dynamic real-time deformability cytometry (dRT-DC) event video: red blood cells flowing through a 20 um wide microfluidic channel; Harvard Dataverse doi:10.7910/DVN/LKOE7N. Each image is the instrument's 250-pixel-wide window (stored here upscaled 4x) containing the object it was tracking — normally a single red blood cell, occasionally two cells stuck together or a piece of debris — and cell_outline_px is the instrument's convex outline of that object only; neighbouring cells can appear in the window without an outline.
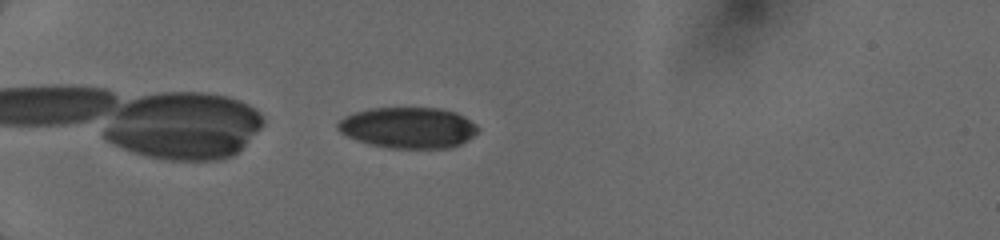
{"species": "human", "species_latin": "Homo sapiens", "temperature_condition": "cold", "stored_images_in_passage": 21, "camera_frame_rate_fps": 3000, "um_per_image_px": 0.085, "donor": {"sex": "female"}, "frame": {"image": 1, "passage_image": 1, "time_ms": 0.0, "image_size_px": [1000, 240], "cell_outline_px": [[480, 128], [468, 140], [452, 148], [388, 148], [356, 140], [340, 132], [336, 128], [336, 124], [344, 116], [352, 112], [368, 108], [440, 108], [456, 112], [464, 116], [476, 124]], "centroid_in_image_um": [34.69, 10.84], "position_along_channel_um": 50.3, "area_um2": 33.7}}
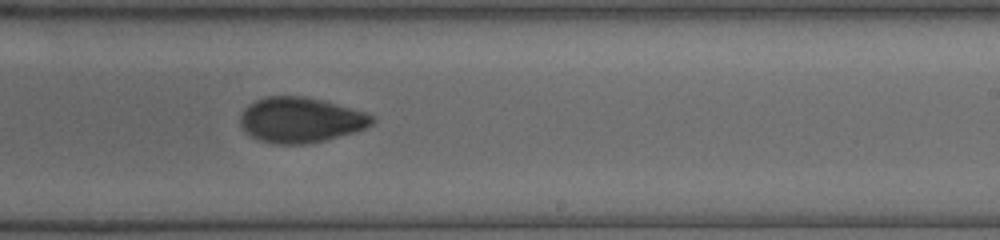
{"frame": {"image": 2, "passage_image": 13, "time_ms": 6.0, "image_size_px": [1000, 240], "cell_outline_px": [[376, 120], [372, 124], [356, 132], [324, 140], [304, 144], [276, 144], [260, 140], [252, 136], [240, 128], [240, 116], [244, 108], [248, 104], [264, 96], [304, 96], [324, 100], [364, 112], [376, 116]], "centroid_in_image_um": [25.54, 10.19], "position_along_channel_um": 263.5, "area_um2": 34.97}}
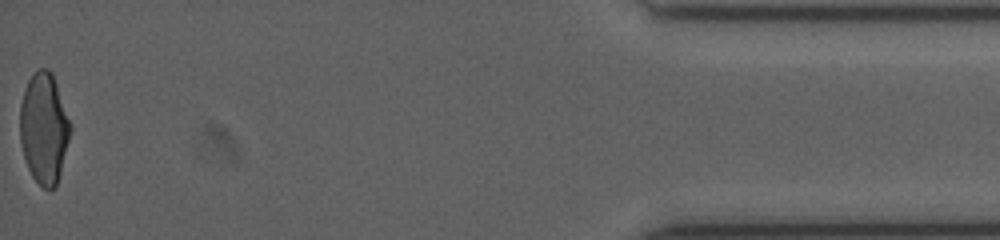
{"frame": {"image": 3, "passage_image": 21, "time_ms": 11.667, "image_size_px": [1000, 240], "cell_outline_px": [[72, 128], [60, 172], [56, 184], [52, 188], [44, 188], [32, 176], [28, 168], [20, 144], [20, 104], [24, 88], [32, 72], [36, 68], [48, 68], [52, 72], [72, 124]], "centroid_in_image_um": [3.73, 10.83], "position_along_channel_um": 431.5, "area_um2": 32.66}}